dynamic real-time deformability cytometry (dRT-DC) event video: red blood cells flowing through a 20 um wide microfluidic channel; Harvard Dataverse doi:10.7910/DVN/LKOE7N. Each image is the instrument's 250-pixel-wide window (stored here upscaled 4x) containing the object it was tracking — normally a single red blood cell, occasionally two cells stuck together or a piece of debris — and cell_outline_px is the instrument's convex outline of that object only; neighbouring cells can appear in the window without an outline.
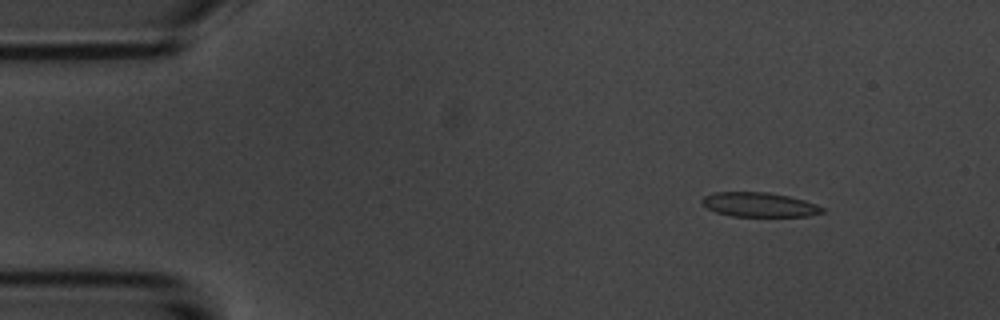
{"species": "common noctule bat (a hibernating species)", "species_latin": "Nyctalus noctula", "temperature_condition": "room temperature", "stored_images_in_passage": 11, "camera_frame_rate_fps": 3000, "um_per_image_px": 0.085, "animal": {"sex": "male", "body_mass_g": 20.1, "forearm_length_mm": 53.5}, "frame": {"image": 1, "passage_image": 2, "time_ms": 2.0, "image_size_px": [1000, 320], "cell_outline_px": [[824, 212], [808, 216], [732, 216], [716, 212], [708, 208], [700, 200], [704, 196], [716, 192], [768, 192], [788, 196], [804, 200], [816, 204], [824, 208]], "centroid_in_image_um": [64.55, 17.39], "position_along_channel_um": 20.5, "area_um2": 16.99}}
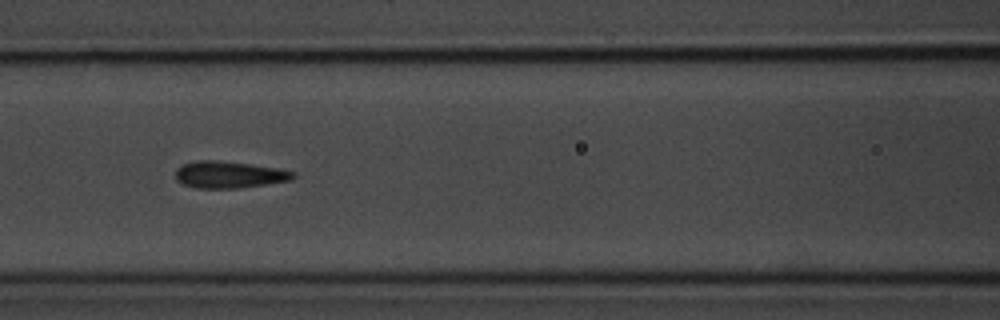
{"frame": {"image": 2, "passage_image": 7, "time_ms": 7.667, "image_size_px": [1000, 320], "cell_outline_px": [[296, 176], [292, 180], [236, 188], [196, 188], [184, 184], [176, 180], [176, 168], [180, 164], [196, 160], [216, 160], [248, 164], [276, 168], [296, 172]], "centroid_in_image_um": [19.43, 14.84], "position_along_channel_um": 147.2, "area_um2": 18.32}}
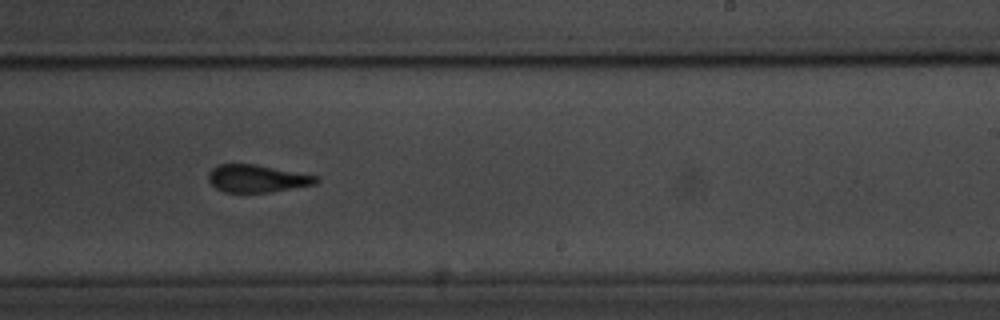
{"frame": {"image": 3, "passage_image": 10, "time_ms": 11.0, "image_size_px": [1000, 320], "cell_outline_px": [[320, 180], [316, 184], [268, 192], [224, 192], [216, 188], [208, 180], [208, 172], [216, 164], [256, 164], [316, 176]], "centroid_in_image_um": [21.8, 15.17], "position_along_channel_um": 267.2, "area_um2": 17.17}}